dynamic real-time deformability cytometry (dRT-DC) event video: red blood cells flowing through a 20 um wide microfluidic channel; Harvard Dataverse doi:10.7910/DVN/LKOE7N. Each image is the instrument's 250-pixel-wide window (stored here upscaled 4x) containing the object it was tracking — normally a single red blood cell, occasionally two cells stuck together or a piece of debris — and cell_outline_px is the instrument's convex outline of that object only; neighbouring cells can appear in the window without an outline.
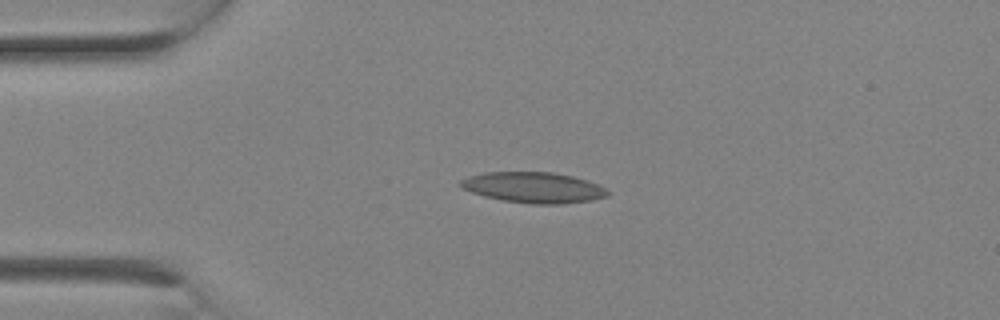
{"species": "Egyptian fruit bat (a non-hibernating species)", "species_latin": "Rousettus aegyptiacus", "temperature_condition": "room temperature", "stored_images_in_passage": 3, "camera_frame_rate_fps": 3000, "um_per_image_px": 0.085, "animal": {"sex": "female"}, "frame": {"image": 1, "passage_image": 3, "time_ms": 0.667, "image_size_px": [1000, 320], "cell_outline_px": [[608, 196], [592, 200], [560, 204], [532, 204], [500, 200], [484, 196], [460, 188], [460, 180], [468, 176], [484, 172], [552, 172], [572, 176], [588, 180], [608, 188]], "centroid_in_image_um": [45.35, 15.94], "position_along_channel_um": 39.6, "area_um2": 26.53}}